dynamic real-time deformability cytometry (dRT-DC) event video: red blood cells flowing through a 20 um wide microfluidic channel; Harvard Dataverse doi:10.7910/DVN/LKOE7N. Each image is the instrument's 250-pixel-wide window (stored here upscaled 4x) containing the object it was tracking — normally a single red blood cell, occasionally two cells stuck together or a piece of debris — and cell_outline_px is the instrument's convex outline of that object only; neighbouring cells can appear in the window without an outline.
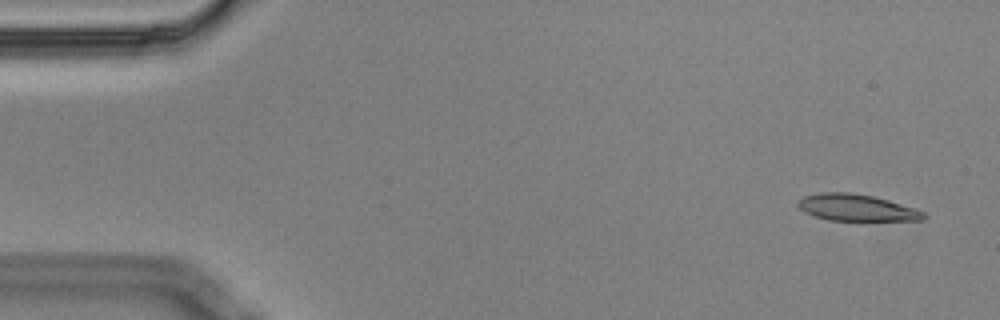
{"species": "Egyptian fruit bat (a non-hibernating species)", "species_latin": "Rousettus aegyptiacus", "temperature_condition": "cold", "stored_images_in_passage": 57, "camera_frame_rate_fps": 3000, "um_per_image_px": 0.085, "animal": {"sex": "male"}, "frame": {"image": 1, "passage_image": 3, "time_ms": 0.667, "image_size_px": [1000, 320], "cell_outline_px": [[928, 216], [924, 220], [828, 220], [804, 212], [796, 204], [804, 196], [820, 192], [848, 192], [872, 196], [888, 200], [924, 212]], "centroid_in_image_um": [72.79, 17.65], "position_along_channel_um": 12.2, "area_um2": 19.25}}
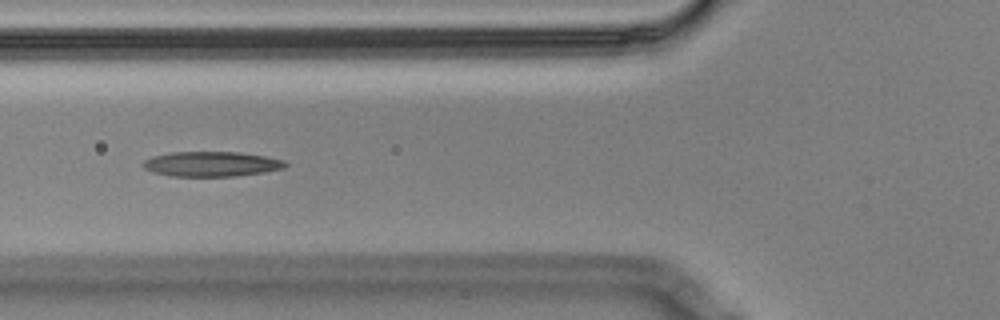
{"frame": {"image": 2, "passage_image": 21, "time_ms": 6.667, "image_size_px": [1000, 320], "cell_outline_px": [[288, 164], [284, 168], [264, 172], [236, 176], [168, 176], [152, 172], [144, 168], [140, 164], [144, 160], [152, 156], [172, 152], [240, 152], [264, 156], [284, 160]], "centroid_in_image_um": [17.94, 13.94], "position_along_channel_um": 107.9, "area_um2": 20.81}}
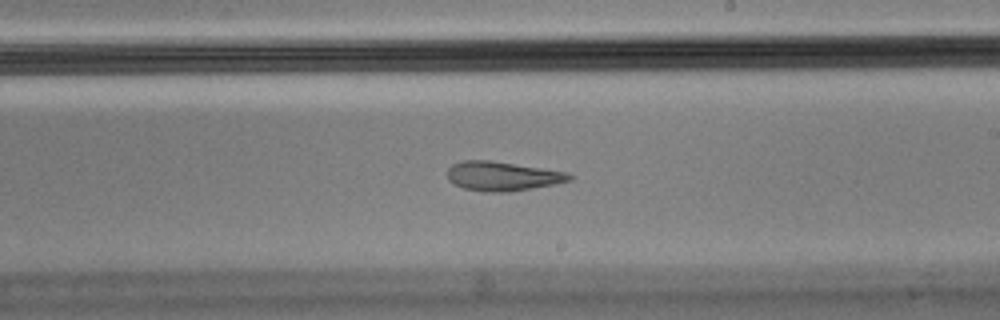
{"frame": {"image": 3, "passage_image": 33, "time_ms": 10.667, "image_size_px": [1000, 320], "cell_outline_px": [[572, 180], [556, 184], [508, 192], [484, 192], [464, 188], [452, 184], [448, 180], [448, 168], [452, 164], [464, 160], [488, 160], [568, 172], [572, 176]], "centroid_in_image_um": [42.69, 14.98], "position_along_channel_um": 246.3, "area_um2": 20.81}, "authors_computed_cell_mechanics": {"area_um2": 20.9236, "velocity_mm_per_s": 3.4584, "shape_relaxation_time_tau1_ms": null, "shape_relaxation_time_tau2_ms": 6.0004, "deformation_change_tau1": null, "deformation_change_tau2": 0.1396}}